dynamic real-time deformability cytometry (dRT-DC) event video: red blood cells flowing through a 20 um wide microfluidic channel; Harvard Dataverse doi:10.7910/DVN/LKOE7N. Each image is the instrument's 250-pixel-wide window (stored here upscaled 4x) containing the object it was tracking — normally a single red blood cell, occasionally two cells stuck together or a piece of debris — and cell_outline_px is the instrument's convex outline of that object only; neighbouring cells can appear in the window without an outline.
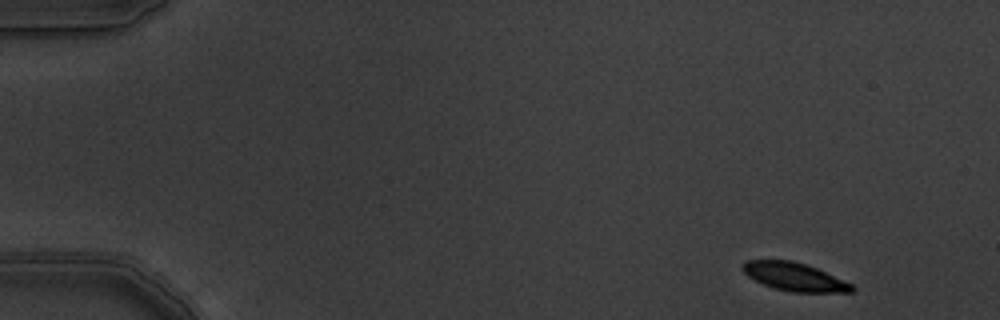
{"species": "common noctule bat (a hibernating species)", "species_latin": "Nyctalus noctula", "temperature_condition": "warm", "stored_images_in_passage": 3, "camera_frame_rate_fps": 3000, "um_per_image_px": 0.085, "animal": {"sex": "male", "body_mass_g": 19.5, "forearm_length_mm": 54.6}, "frame": {"image": 1, "passage_image": 1, "time_ms": 0.0, "image_size_px": [1000, 320], "cell_outline_px": [[856, 288], [852, 292], [792, 292], [776, 288], [764, 284], [748, 276], [740, 268], [748, 260], [792, 260], [816, 268], [852, 284]], "centroid_in_image_um": [67.54, 23.53], "position_along_channel_um": 17.5, "area_um2": 17.63}}